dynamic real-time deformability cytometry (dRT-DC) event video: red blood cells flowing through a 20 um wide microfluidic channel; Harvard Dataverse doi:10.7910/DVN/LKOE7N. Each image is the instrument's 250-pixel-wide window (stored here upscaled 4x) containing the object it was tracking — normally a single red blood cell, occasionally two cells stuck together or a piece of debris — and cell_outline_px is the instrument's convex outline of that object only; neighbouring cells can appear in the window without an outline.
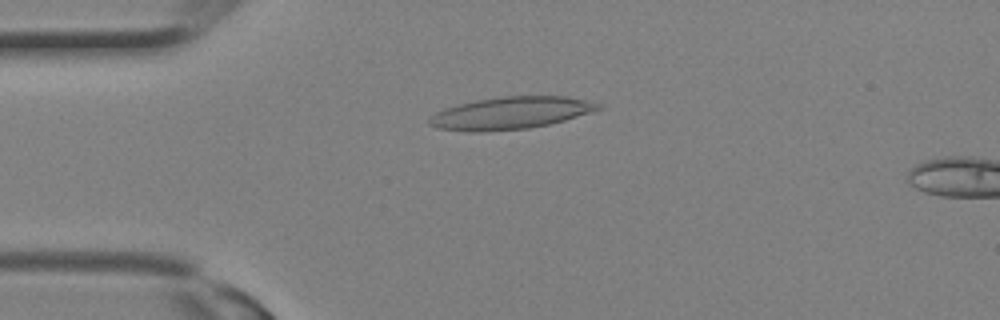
{"species": "Egyptian fruit bat (a non-hibernating species)", "species_latin": "Rousettus aegyptiacus", "temperature_condition": "room temperature", "stored_images_in_passage": 16, "camera_frame_rate_fps": 3000, "um_per_image_px": 0.085, "animal": {"sex": "female"}, "frame": {"image": 1, "passage_image": 7, "time_ms": 2.0, "image_size_px": [1000, 320], "cell_outline_px": [[604, 108], [592, 112], [564, 120], [548, 124], [528, 128], [484, 132], [468, 132], [436, 128], [428, 124], [428, 120], [436, 112], [444, 108], [476, 100], [500, 96], [568, 96], [604, 104]], "centroid_in_image_um": [43.42, 9.61], "position_along_channel_um": 41.6, "area_um2": 31.96}}
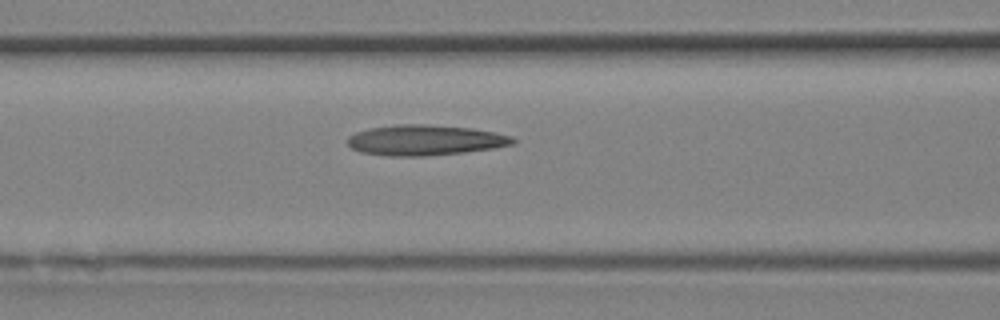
{"frame": {"image": 2, "passage_image": 12, "time_ms": 3.667, "image_size_px": [1000, 320], "cell_outline_px": [[516, 140], [512, 144], [492, 148], [464, 152], [424, 156], [388, 156], [360, 152], [352, 148], [344, 140], [348, 136], [356, 132], [368, 128], [400, 124], [428, 124], [472, 128], [512, 136]], "centroid_in_image_um": [36.07, 11.91], "position_along_channel_um": 130.5, "area_um2": 29.36}}
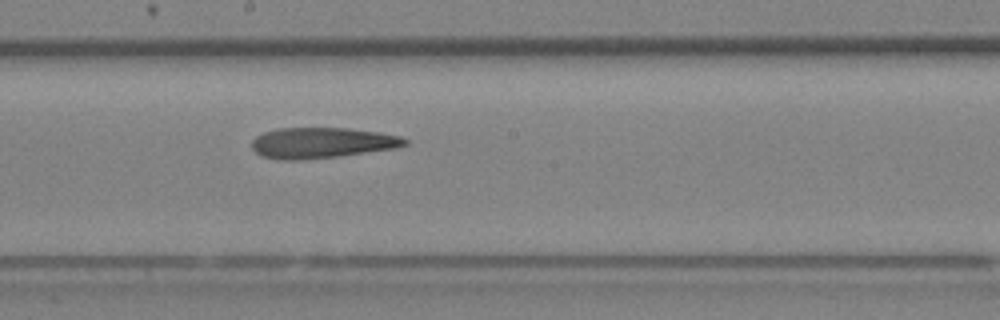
{"frame": {"image": 3, "passage_image": 16, "time_ms": 5.0, "image_size_px": [1000, 320], "cell_outline_px": [[408, 144], [396, 148], [336, 156], [300, 160], [280, 160], [260, 156], [252, 148], [252, 140], [256, 136], [264, 132], [276, 128], [348, 128], [380, 132], [400, 136], [408, 140]], "centroid_in_image_um": [27.33, 12.13], "position_along_channel_um": 220.9, "area_um2": 27.4}}